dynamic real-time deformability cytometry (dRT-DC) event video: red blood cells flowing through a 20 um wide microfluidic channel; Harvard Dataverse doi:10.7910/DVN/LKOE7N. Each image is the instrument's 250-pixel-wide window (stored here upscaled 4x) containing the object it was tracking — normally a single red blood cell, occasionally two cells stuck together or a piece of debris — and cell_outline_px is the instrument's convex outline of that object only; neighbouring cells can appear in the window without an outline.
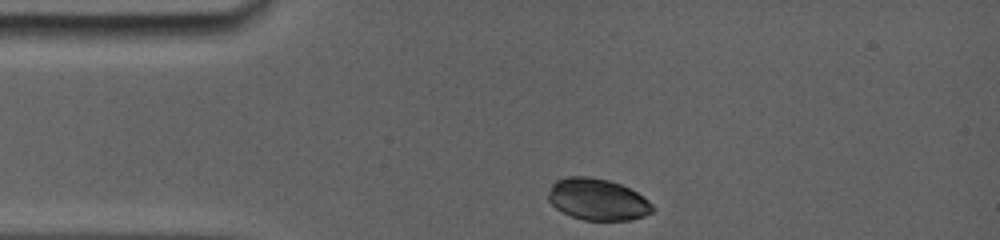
{"species": "common noctule bat (a hibernating species)", "species_latin": "Nyctalus noctula", "temperature_condition": "room temperature", "stored_images_in_passage": 20, "camera_frame_rate_fps": 5000, "um_per_image_px": 0.085, "animal": {"sex": "female", "body_mass_g": 19.0, "forearm_length_mm": 56.7}, "frame": {"image": 1, "passage_image": 1, "time_ms": 0.0, "image_size_px": [1000, 240], "cell_outline_px": [[656, 208], [652, 212], [644, 216], [632, 220], [584, 220], [572, 216], [556, 208], [548, 200], [548, 192], [552, 184], [556, 180], [568, 176], [588, 176], [608, 180], [620, 184], [644, 196]], "centroid_in_image_um": [50.8, 16.95], "position_along_channel_um": 34.2, "area_um2": 25.32}}
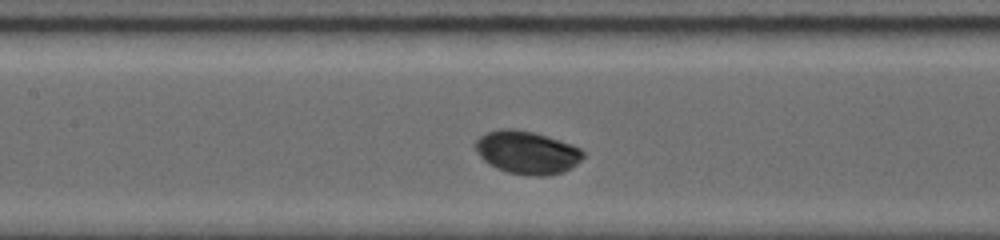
{"frame": {"image": 2, "passage_image": 12, "time_ms": 4.2, "image_size_px": [1000, 240], "cell_outline_px": [[584, 156], [576, 164], [564, 172], [544, 176], [528, 176], [508, 172], [496, 168], [488, 164], [480, 156], [476, 148], [476, 140], [480, 136], [488, 132], [532, 132], [580, 148], [584, 152]], "centroid_in_image_um": [44.82, 13.03], "position_along_channel_um": 162.6, "area_um2": 25.84}}
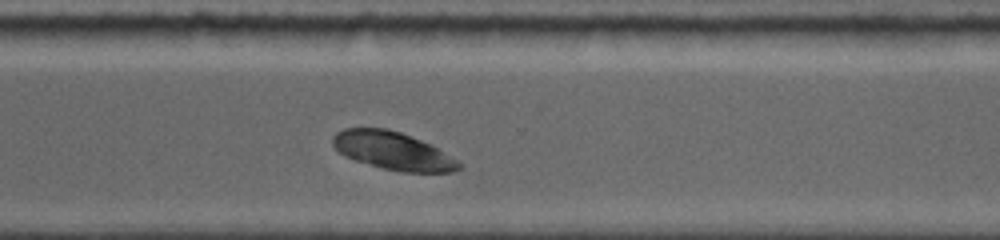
{"frame": {"image": 3, "passage_image": 20, "time_ms": 8.8, "image_size_px": [1000, 240], "cell_outline_px": [[460, 168], [452, 172], [400, 172], [384, 168], [356, 160], [344, 156], [332, 144], [332, 136], [336, 132], [344, 128], [388, 128], [400, 132], [420, 140], [460, 160]], "centroid_in_image_um": [33.38, 12.81], "position_along_channel_um": 337.2, "area_um2": 27.63}}